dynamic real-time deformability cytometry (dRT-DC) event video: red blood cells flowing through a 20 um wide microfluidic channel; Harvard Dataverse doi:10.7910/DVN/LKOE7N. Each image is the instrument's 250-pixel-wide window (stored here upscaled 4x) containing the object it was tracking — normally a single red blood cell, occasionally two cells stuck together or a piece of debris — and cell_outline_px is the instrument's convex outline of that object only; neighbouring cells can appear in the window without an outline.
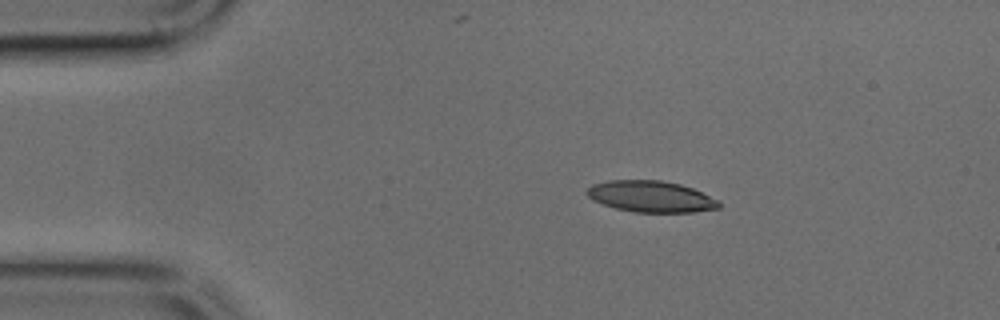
{"species": "common noctule bat (a hibernating species)", "species_latin": "Nyctalus noctula", "temperature_condition": "cold", "stored_images_in_passage": 41, "camera_frame_rate_fps": 3000, "um_per_image_px": 0.085, "animal": {"sex": "male", "body_mass_g": 17.9, "forearm_length_mm": 54.2}, "frame": {"image": 1, "passage_image": 1, "time_ms": 0.0, "image_size_px": [1000, 320], "cell_outline_px": [[720, 208], [692, 212], [636, 212], [616, 208], [592, 200], [584, 192], [592, 184], [608, 180], [660, 180], [680, 184], [692, 188], [720, 200]], "centroid_in_image_um": [55.33, 16.7], "position_along_channel_um": 29.7, "area_um2": 24.1}}
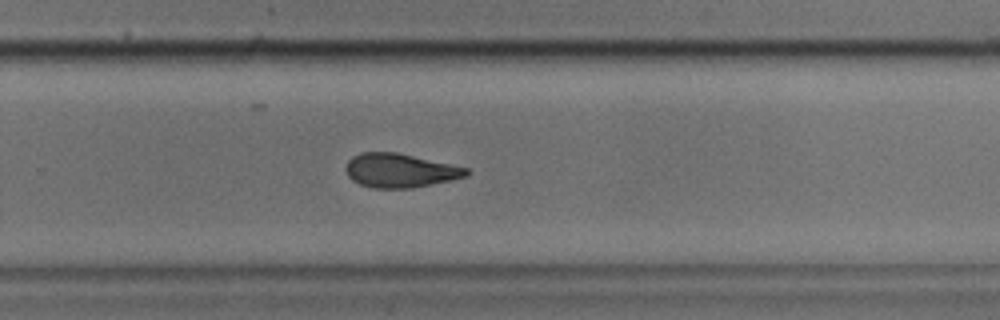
{"frame": {"image": 2, "passage_image": 24, "time_ms": 7.667, "image_size_px": [1000, 320], "cell_outline_px": [[472, 172], [468, 176], [452, 180], [412, 188], [372, 188], [360, 184], [352, 180], [348, 176], [344, 168], [348, 160], [352, 156], [360, 152], [396, 152], [468, 168]], "centroid_in_image_um": [33.99, 14.49], "position_along_channel_um": 295.8, "area_um2": 23.99}}
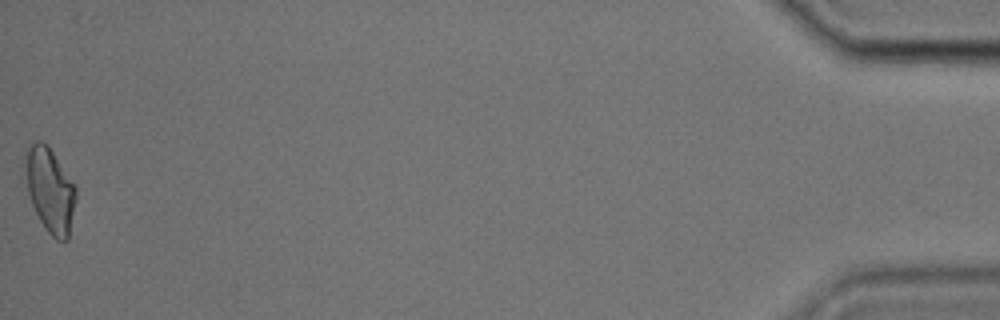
{"frame": {"image": 3, "passage_image": 41, "time_ms": 13.333, "image_size_px": [1000, 320], "cell_outline_px": [[76, 200], [68, 240], [56, 240], [44, 228], [32, 204], [20, 168], [24, 148], [36, 140], [40, 140], [48, 144], [76, 188]], "centroid_in_image_um": [4.17, 16.07], "position_along_channel_um": 431.0, "area_um2": 25.78}}